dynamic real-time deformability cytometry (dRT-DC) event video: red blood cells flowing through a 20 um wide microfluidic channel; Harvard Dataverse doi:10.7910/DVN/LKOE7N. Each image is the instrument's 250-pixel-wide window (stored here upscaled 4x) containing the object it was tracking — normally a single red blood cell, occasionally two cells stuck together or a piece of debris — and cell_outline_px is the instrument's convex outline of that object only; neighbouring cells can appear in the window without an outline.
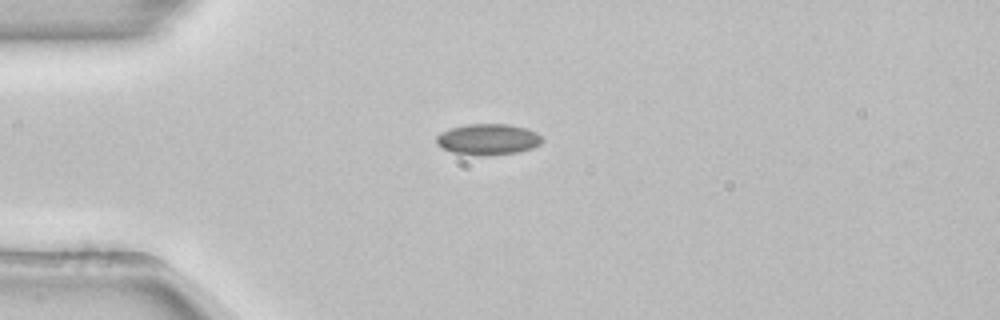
{"species": "common noctule bat (a hibernating species)", "species_latin": "Nyctalus noctula", "temperature_condition": "room temperature", "stored_images_in_passage": 40, "camera_frame_rate_fps": 3000, "um_per_image_px": 0.085, "animal": {"sex": "female", "body_mass_g": 22.7, "forearm_length_mm": 54.2}, "frame": {"image": 1, "passage_image": 1, "time_ms": 0.0, "image_size_px": [1000, 320], "cell_outline_px": [[544, 140], [540, 144], [532, 148], [516, 152], [484, 156], [476, 156], [452, 152], [440, 148], [436, 144], [436, 136], [440, 132], [452, 128], [468, 124], [508, 124], [524, 128], [536, 132]], "centroid_in_image_um": [41.44, 11.85], "position_along_channel_um": 43.6, "area_um2": 19.19}}
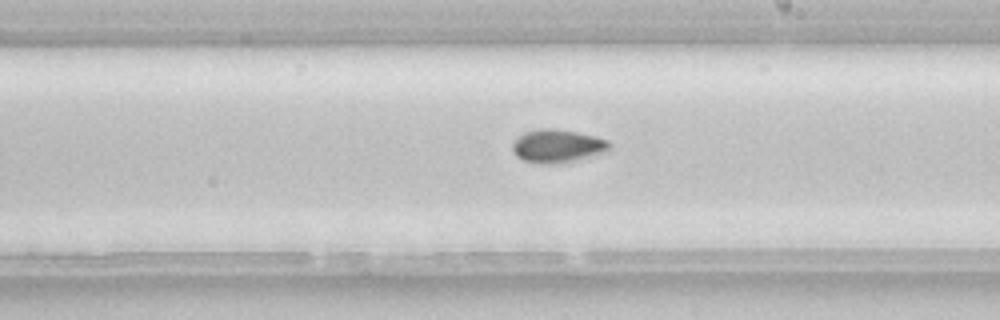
{"frame": {"image": 2, "passage_image": 18, "time_ms": 5.667, "image_size_px": [1000, 320], "cell_outline_px": [[612, 148], [608, 152], [576, 160], [548, 164], [540, 164], [524, 160], [516, 156], [512, 152], [512, 144], [524, 132], [540, 128], [556, 128], [596, 136], [608, 140], [612, 144]], "centroid_in_image_um": [47.42, 12.4], "position_along_channel_um": 241.6, "area_um2": 18.96}}
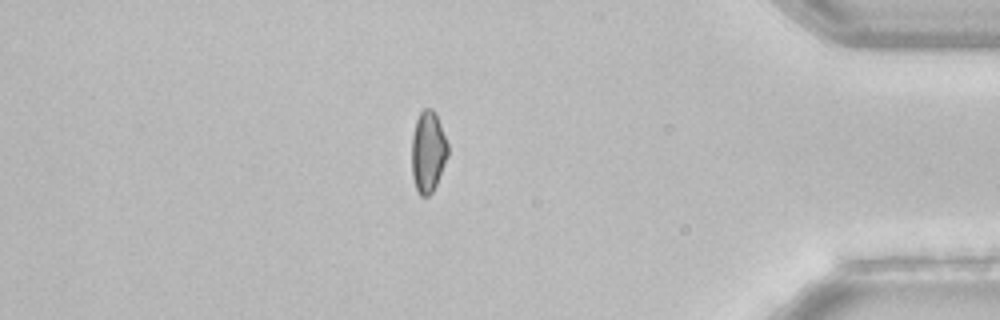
{"frame": {"image": 3, "passage_image": 33, "time_ms": 10.667, "image_size_px": [1000, 320], "cell_outline_px": [[448, 156], [436, 184], [432, 192], [428, 196], [420, 196], [416, 188], [412, 176], [412, 136], [416, 120], [420, 112], [424, 108], [432, 108], [440, 124], [448, 144]], "centroid_in_image_um": [36.38, 12.9], "position_along_channel_um": 398.8, "area_um2": 16.99}, "authors_computed_cell_mechanics": {"area_um2": 17.7157, "velocity_mm_per_s": 3.8905, "shape_relaxation_time_tau1_ms": 5.8381, "shape_relaxation_time_tau2_ms": null, "deformation_change_tau1": 0.0902, "deformation_change_tau2": null}}